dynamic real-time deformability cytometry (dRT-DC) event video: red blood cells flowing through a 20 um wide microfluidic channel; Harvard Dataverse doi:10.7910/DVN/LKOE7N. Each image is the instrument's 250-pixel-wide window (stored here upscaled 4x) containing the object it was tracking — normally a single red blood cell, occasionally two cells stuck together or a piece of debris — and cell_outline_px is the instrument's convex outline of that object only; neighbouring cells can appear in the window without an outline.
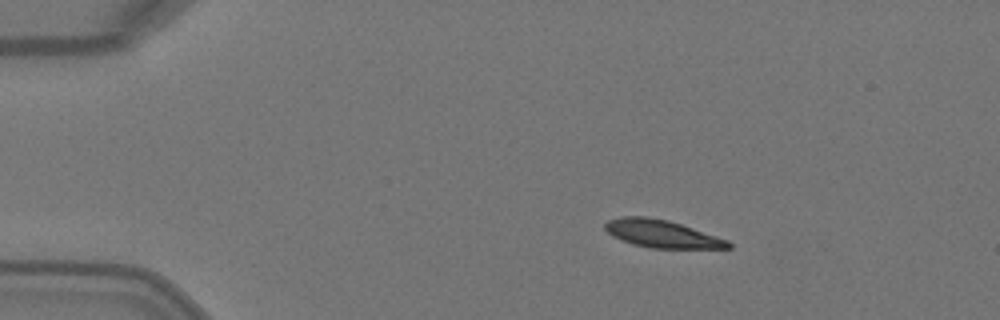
{"species": "Egyptian fruit bat (a non-hibernating species)", "species_latin": "Rousettus aegyptiacus", "temperature_condition": "warm", "stored_images_in_passage": 5, "camera_frame_rate_fps": 3000, "um_per_image_px": 0.085, "animal": {"sex": "female"}, "frame": {"image": 1, "passage_image": 2, "time_ms": 0.333, "image_size_px": [1000, 320], "cell_outline_px": [[732, 248], [648, 248], [632, 244], [620, 240], [612, 236], [604, 228], [604, 224], [608, 220], [620, 216], [648, 216], [668, 220], [728, 240], [732, 244]], "centroid_in_image_um": [56.21, 19.87], "position_along_channel_um": 28.8, "area_um2": 19.88}}
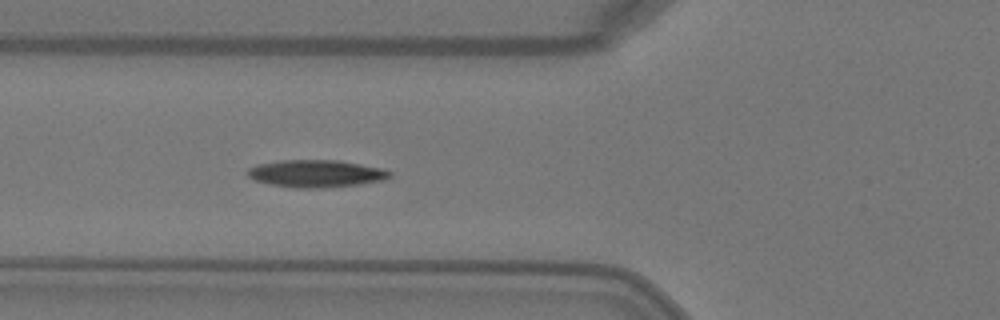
{"frame": {"image": 2, "passage_image": 5, "time_ms": 1.333, "image_size_px": [1000, 320], "cell_outline_px": [[392, 176], [384, 180], [356, 184], [324, 188], [296, 188], [272, 184], [256, 180], [248, 176], [244, 172], [248, 168], [256, 164], [280, 160], [340, 160], [384, 168], [392, 172]], "centroid_in_image_um": [26.87, 14.74], "position_along_channel_um": 98.9, "area_um2": 22.83}}